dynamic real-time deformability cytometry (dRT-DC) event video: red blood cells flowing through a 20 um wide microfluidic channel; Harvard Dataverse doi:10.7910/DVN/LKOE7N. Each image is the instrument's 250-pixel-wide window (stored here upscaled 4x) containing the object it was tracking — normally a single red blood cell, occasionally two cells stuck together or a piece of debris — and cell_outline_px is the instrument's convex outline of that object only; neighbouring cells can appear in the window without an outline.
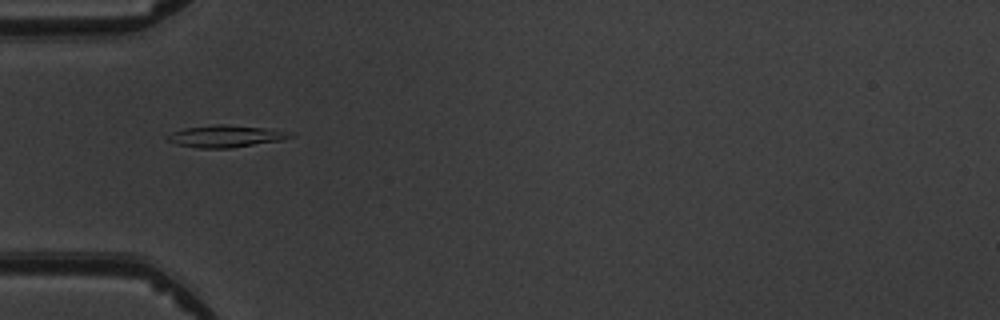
{"species": "common noctule bat (a hibernating species)", "species_latin": "Nyctalus noctula", "temperature_condition": "warm", "stored_images_in_passage": 2, "camera_frame_rate_fps": 3000, "um_per_image_px": 0.085, "animal": {"sex": "male", "body_mass_g": 19.5, "forearm_length_mm": 54.6}, "frame": {"image": 1, "passage_image": 2, "time_ms": 1.333, "image_size_px": [1000, 320], "cell_outline_px": [[296, 136], [284, 140], [232, 148], [200, 148], [176, 144], [168, 140], [168, 136], [172, 132], [184, 128], [216, 124], [224, 124], [264, 128], [296, 132]], "centroid_in_image_um": [19.29, 11.58], "position_along_channel_um": 65.7, "area_um2": 15.9}}